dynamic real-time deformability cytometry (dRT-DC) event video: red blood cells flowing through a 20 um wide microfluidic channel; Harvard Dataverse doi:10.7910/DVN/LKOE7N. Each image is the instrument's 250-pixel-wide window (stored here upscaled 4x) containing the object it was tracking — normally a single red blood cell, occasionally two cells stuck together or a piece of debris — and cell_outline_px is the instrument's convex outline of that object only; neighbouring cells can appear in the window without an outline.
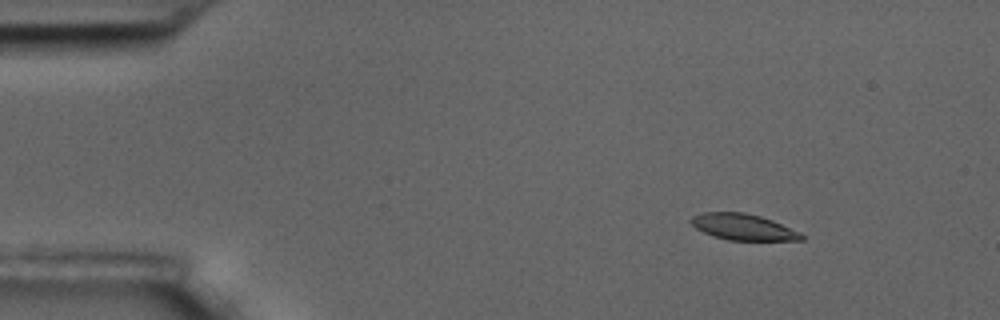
{"species": "common noctule bat (a hibernating species)", "species_latin": "Nyctalus noctula", "temperature_condition": "room temperature", "stored_images_in_passage": 6, "segment_of_instrument_passage": [1, 2], "camera_frame_rate_fps": 3000, "um_per_image_px": 0.085, "animal": {"sex": "male", "body_mass_g": 17.5, "forearm_length_mm": 52.3}, "frame": {"image": 1, "passage_image": 3, "time_ms": 0.667, "image_size_px": [1000, 320], "cell_outline_px": [[804, 240], [728, 240], [712, 236], [696, 228], [688, 220], [692, 216], [704, 212], [744, 212], [760, 216], [772, 220], [800, 232], [804, 236]], "centroid_in_image_um": [63.15, 19.29], "position_along_channel_um": 21.9, "area_um2": 16.82}}